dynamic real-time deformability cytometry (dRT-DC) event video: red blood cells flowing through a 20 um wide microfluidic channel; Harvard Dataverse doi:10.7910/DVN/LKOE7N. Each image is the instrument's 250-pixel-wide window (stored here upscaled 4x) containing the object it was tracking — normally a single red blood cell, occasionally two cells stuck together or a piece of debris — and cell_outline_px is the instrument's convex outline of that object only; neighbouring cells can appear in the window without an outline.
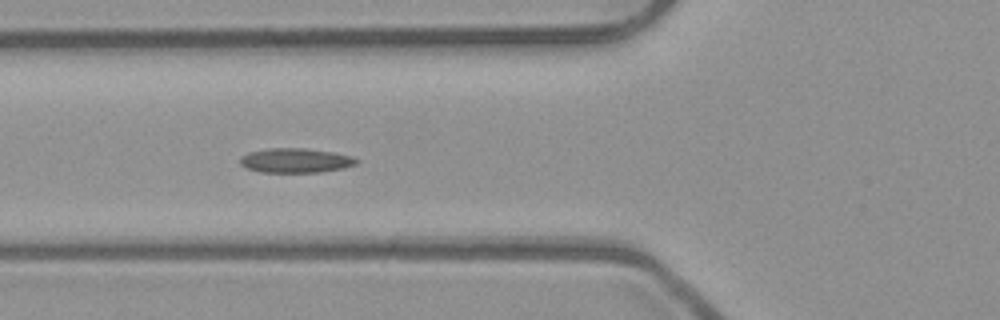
{"species": "common noctule bat (a hibernating species)", "species_latin": "Nyctalus noctula", "temperature_condition": "room temperature", "stored_images_in_passage": 4, "camera_frame_rate_fps": 3000, "um_per_image_px": 0.085, "animal": {"sex": "male", "body_mass_g": 23.1, "forearm_length_mm": 52.7}, "frame": {"image": 1, "passage_image": 2, "time_ms": 0.333, "image_size_px": [1000, 320], "cell_outline_px": [[360, 160], [356, 164], [344, 168], [320, 172], [260, 172], [244, 168], [240, 164], [240, 156], [248, 152], [268, 148], [308, 148], [336, 152], [352, 156]], "centroid_in_image_um": [25.12, 13.63], "position_along_channel_um": 100.7, "area_um2": 16.94}}
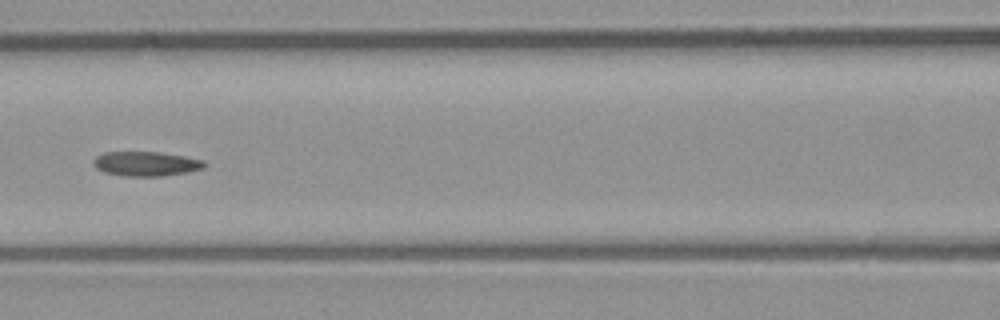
{"frame": {"image": 2, "passage_image": 3, "time_ms": 0.667, "image_size_px": [1000, 320], "cell_outline_px": [[208, 164], [204, 168], [188, 172], [160, 176], [124, 176], [104, 172], [96, 168], [92, 164], [92, 160], [96, 156], [104, 152], [156, 152], [184, 156], [204, 160]], "centroid_in_image_um": [12.4, 13.92], "position_along_channel_um": 154.2, "area_um2": 15.95}}
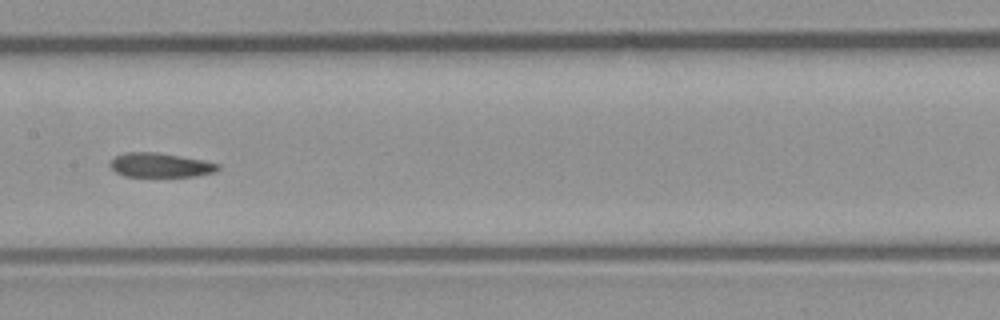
{"frame": {"image": 3, "passage_image": 4, "time_ms": 1.0, "image_size_px": [1000, 320], "cell_outline_px": [[220, 168], [216, 172], [196, 176], [124, 176], [116, 172], [108, 164], [116, 156], [124, 152], [156, 152], [204, 160], [220, 164]], "centroid_in_image_um": [13.65, 14.03], "position_along_channel_um": 193.8, "area_um2": 15.26}}